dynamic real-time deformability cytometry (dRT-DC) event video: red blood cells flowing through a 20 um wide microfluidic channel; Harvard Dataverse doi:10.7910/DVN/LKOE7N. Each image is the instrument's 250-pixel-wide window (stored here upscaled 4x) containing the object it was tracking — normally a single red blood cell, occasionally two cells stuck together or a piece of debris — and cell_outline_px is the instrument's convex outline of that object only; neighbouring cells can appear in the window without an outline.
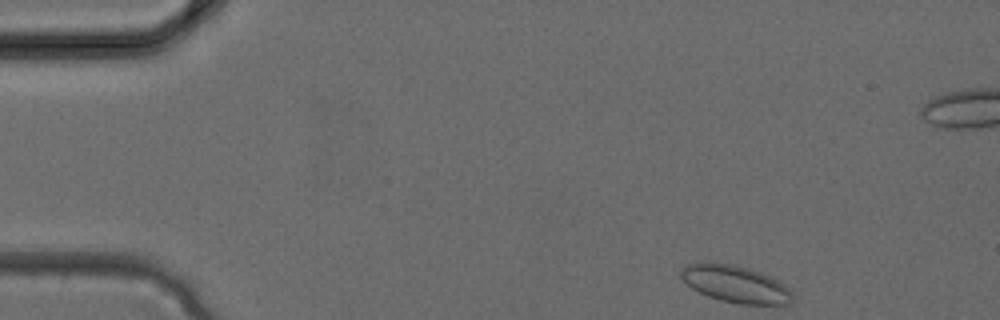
{"species": "common noctule bat (a hibernating species)", "species_latin": "Nyctalus noctula", "temperature_condition": "cold", "stored_images_in_passage": 3, "camera_frame_rate_fps": 3000, "um_per_image_px": 0.085, "animal": {"sex": "female", "body_mass_g": 24.6, "forearm_length_mm": 56.2}, "frame": {"image": 1, "passage_image": 1, "time_ms": 0.0, "image_size_px": [1000, 320], "cell_outline_px": [[792, 300], [788, 304], [740, 304], [720, 300], [708, 296], [692, 288], [680, 276], [680, 268], [688, 264], [704, 260], [708, 260], [736, 264], [760, 272], [776, 280], [788, 288], [792, 292]], "centroid_in_image_um": [62.45, 24.1], "position_along_channel_um": 22.6, "area_um2": 24.28}}